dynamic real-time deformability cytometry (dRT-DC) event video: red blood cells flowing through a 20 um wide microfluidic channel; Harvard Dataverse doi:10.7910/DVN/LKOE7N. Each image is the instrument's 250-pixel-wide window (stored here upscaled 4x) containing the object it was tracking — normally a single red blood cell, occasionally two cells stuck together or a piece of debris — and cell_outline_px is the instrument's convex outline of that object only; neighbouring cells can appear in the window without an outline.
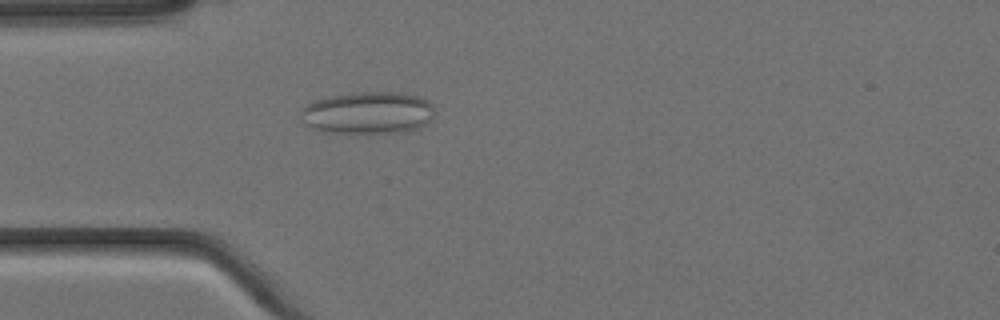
{"species": "Egyptian fruit bat (a non-hibernating species)", "species_latin": "Rousettus aegyptiacus", "temperature_condition": "cold", "stored_images_in_passage": 5, "camera_frame_rate_fps": 3000, "um_per_image_px": 0.085, "animal": {"sex": "female"}, "frame": {"image": 1, "passage_image": 5, "time_ms": 1.333, "image_size_px": [1000, 320], "cell_outline_px": [[436, 112], [432, 120], [416, 128], [400, 132], [332, 132], [316, 128], [304, 124], [300, 112], [308, 104], [316, 100], [332, 96], [360, 92], [396, 92], [420, 96], [428, 100], [432, 104]], "centroid_in_image_um": [31.35, 9.57], "position_along_channel_um": 53.7, "area_um2": 32.48}}